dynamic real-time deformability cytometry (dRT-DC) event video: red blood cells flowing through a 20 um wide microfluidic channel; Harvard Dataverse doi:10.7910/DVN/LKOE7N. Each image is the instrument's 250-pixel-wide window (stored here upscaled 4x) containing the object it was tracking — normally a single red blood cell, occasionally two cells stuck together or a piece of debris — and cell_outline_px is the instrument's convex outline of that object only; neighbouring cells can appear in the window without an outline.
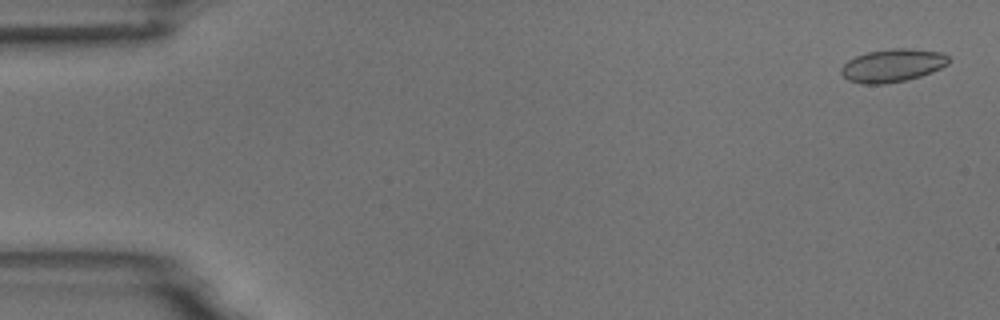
{"species": "common noctule bat (a hibernating species)", "species_latin": "Nyctalus noctula", "temperature_condition": "room temperature", "stored_images_in_passage": 55, "camera_frame_rate_fps": 3000, "um_per_image_px": 0.085, "animal": {"sex": "male", "body_mass_g": 18.8}, "frame": {"image": 1, "passage_image": 2, "time_ms": 0.333, "image_size_px": [1000, 320], "cell_outline_px": [[948, 64], [932, 72], [920, 76], [904, 80], [884, 84], [860, 84], [848, 80], [840, 72], [840, 68], [848, 60], [856, 56], [868, 52], [892, 48], [908, 48], [940, 52], [948, 56]], "centroid_in_image_um": [75.84, 5.57], "position_along_channel_um": 9.2, "area_um2": 20.58}}
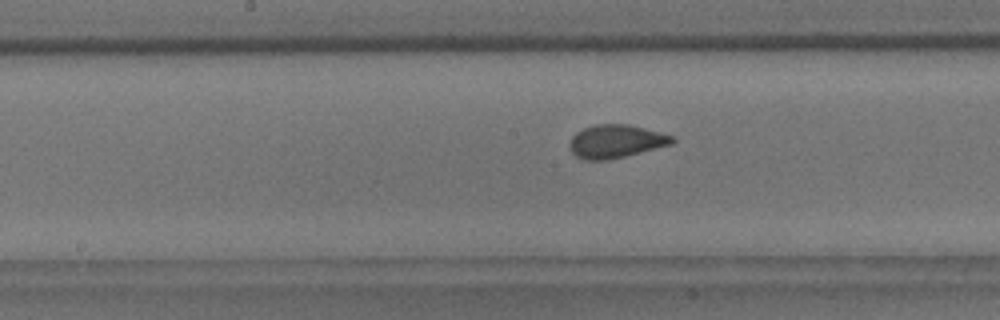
{"frame": {"image": 2, "passage_image": 28, "time_ms": 9.0, "image_size_px": [1000, 320], "cell_outline_px": [[676, 140], [672, 144], [608, 160], [584, 160], [576, 156], [572, 152], [568, 144], [572, 136], [576, 132], [584, 128], [596, 124], [628, 124], [660, 132], [672, 136]], "centroid_in_image_um": [52.32, 12.01], "position_along_channel_um": 195.9, "area_um2": 19.77}}
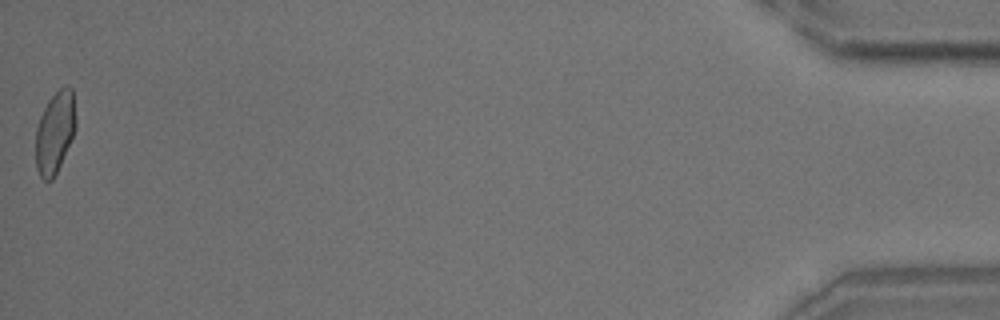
{"frame": {"image": 3, "passage_image": 55, "time_ms": 18.0, "image_size_px": [1000, 320], "cell_outline_px": [[76, 128], [60, 164], [52, 180], [44, 180], [40, 176], [36, 168], [36, 128], [40, 116], [48, 100], [64, 84], [68, 84], [72, 88], [76, 120]], "centroid_in_image_um": [4.67, 11.2], "position_along_channel_um": 430.5, "area_um2": 19.02}, "authors_computed_cell_mechanics": {"area_um2": 19.7676, "velocity_mm_per_s": 3.6741, "shape_relaxation_time_tau1_ms": 5.8756, "shape_relaxation_time_tau2_ms": null, "deformation_change_tau1": 0.1125, "deformation_change_tau2": null}}